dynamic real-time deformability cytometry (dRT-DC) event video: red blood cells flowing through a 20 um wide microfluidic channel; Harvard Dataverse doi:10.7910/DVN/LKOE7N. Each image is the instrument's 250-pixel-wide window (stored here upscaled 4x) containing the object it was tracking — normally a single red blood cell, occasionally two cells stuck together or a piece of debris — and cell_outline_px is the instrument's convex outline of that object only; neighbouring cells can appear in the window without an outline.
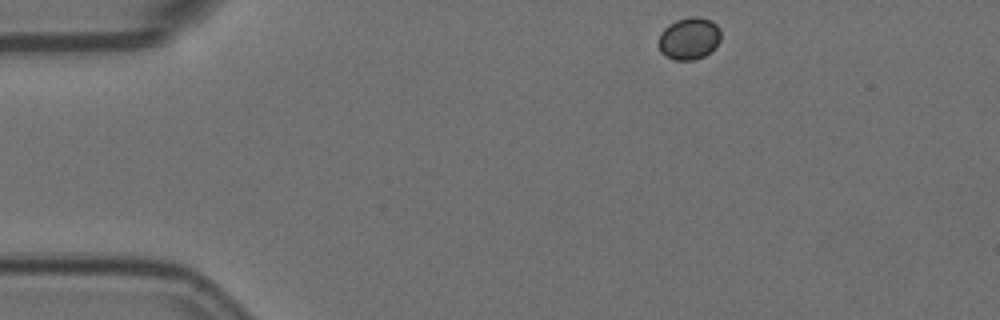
{"species": "Egyptian fruit bat (a non-hibernating species)", "species_latin": "Rousettus aegyptiacus", "temperature_condition": "room temperature", "stored_images_in_passage": 50, "camera_frame_rate_fps": 3000, "um_per_image_px": 0.085, "animal": {"sex": "female"}, "frame": {"image": 1, "passage_image": 1, "time_ms": 0.0, "image_size_px": [1000, 320], "cell_outline_px": [[720, 40], [716, 48], [704, 56], [692, 60], [676, 60], [664, 56], [660, 52], [656, 44], [660, 32], [668, 24], [676, 20], [692, 16], [696, 16], [712, 20], [720, 28]], "centroid_in_image_um": [58.55, 3.27], "position_along_channel_um": 26.5, "area_um2": 15.72}}
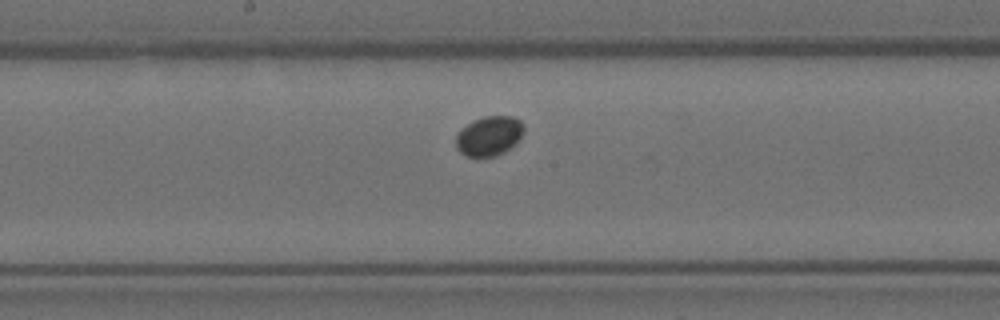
{"frame": {"image": 2, "passage_image": 22, "time_ms": 7.0, "image_size_px": [1000, 320], "cell_outline_px": [[524, 132], [520, 140], [516, 144], [504, 152], [496, 156], [468, 156], [460, 152], [456, 148], [456, 136], [460, 128], [472, 120], [484, 116], [512, 116], [520, 120], [524, 124]], "centroid_in_image_um": [41.59, 11.54], "position_along_channel_um": 206.6, "area_um2": 15.95}}
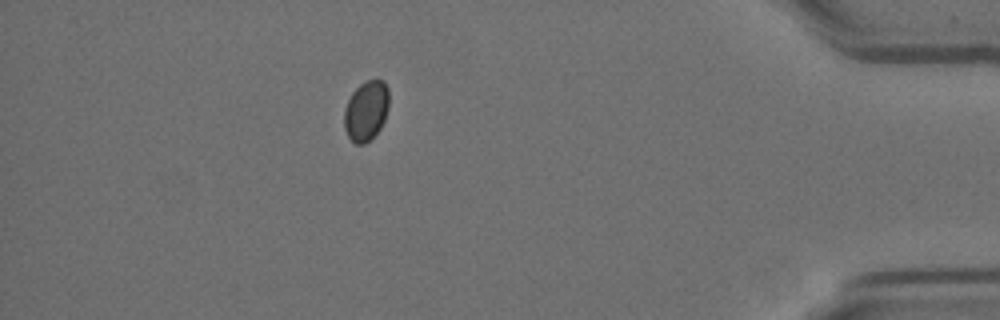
{"frame": {"image": 3, "passage_image": 43, "time_ms": 14.0, "image_size_px": [1000, 320], "cell_outline_px": [[388, 108], [384, 120], [380, 128], [364, 144], [356, 144], [348, 136], [344, 128], [344, 108], [352, 92], [360, 84], [368, 80], [384, 80], [388, 88]], "centroid_in_image_um": [31.11, 9.39], "position_along_channel_um": 404.1, "area_um2": 15.55}}